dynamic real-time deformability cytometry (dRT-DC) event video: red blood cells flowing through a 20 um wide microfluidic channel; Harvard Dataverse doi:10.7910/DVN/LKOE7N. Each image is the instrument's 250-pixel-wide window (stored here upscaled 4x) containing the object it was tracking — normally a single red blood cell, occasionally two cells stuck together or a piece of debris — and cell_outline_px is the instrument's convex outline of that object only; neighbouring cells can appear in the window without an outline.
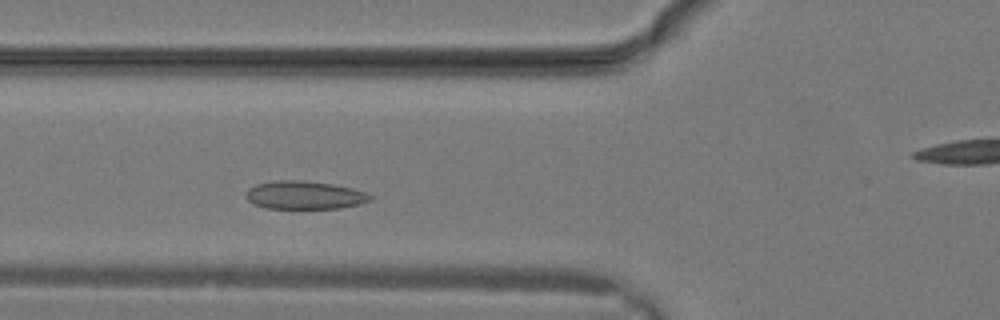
{"species": "common noctule bat (a hibernating species)", "species_latin": "Nyctalus noctula", "temperature_condition": "warm", "stored_images_in_passage": 6, "segment_of_instrument_passage": [1, 2], "camera_frame_rate_fps": 3000, "um_per_image_px": 0.085, "animal": {"sex": "male", "body_mass_g": 19.2, "forearm_length_mm": 51.8}, "frame": {"image": 1, "passage_image": 5, "time_ms": 1.333, "image_size_px": [1000, 320], "cell_outline_px": [[372, 200], [360, 204], [340, 208], [264, 208], [252, 204], [244, 196], [248, 188], [256, 184], [276, 180], [300, 180], [332, 184], [352, 188], [364, 192], [372, 196]], "centroid_in_image_um": [25.84, 16.58], "position_along_channel_um": 100.0, "area_um2": 20.46}}